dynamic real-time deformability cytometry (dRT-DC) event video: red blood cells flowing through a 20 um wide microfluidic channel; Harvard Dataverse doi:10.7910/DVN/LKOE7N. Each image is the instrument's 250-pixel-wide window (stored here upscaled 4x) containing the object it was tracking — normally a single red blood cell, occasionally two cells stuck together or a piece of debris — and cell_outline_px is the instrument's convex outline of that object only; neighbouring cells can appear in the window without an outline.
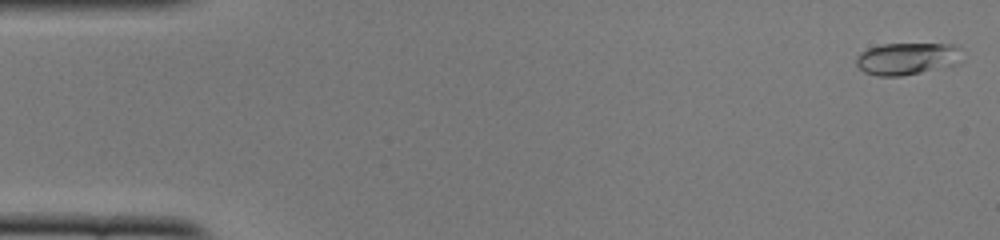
{"species": "common noctule bat (a hibernating species)", "species_latin": "Nyctalus noctula", "temperature_condition": "cold", "stored_images_in_passage": 52, "camera_frame_rate_fps": 3000, "um_per_image_px": 0.085, "animal": {"sex": "female", "body_mass_g": 22.0, "forearm_length_mm": 56.7}, "frame": {"image": 1, "passage_image": 2, "time_ms": 0.333, "image_size_px": [1000, 240], "cell_outline_px": [[960, 64], [900, 76], [876, 76], [864, 72], [856, 64], [856, 56], [860, 52], [868, 48], [880, 44], [956, 44], [960, 48]], "centroid_in_image_um": [77.09, 4.98], "position_along_channel_um": 7.9, "area_um2": 19.94}}
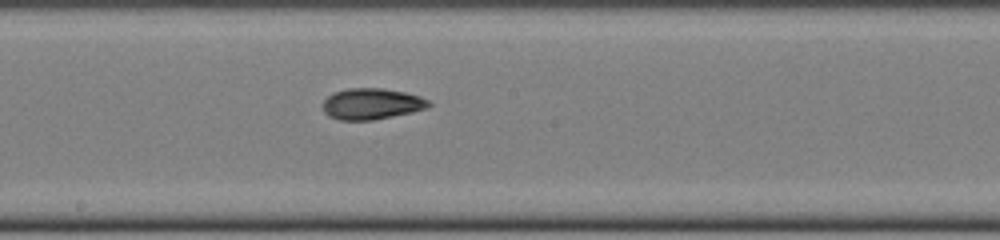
{"frame": {"image": 2, "passage_image": 28, "time_ms": 9.0, "image_size_px": [1000, 240], "cell_outline_px": [[432, 104], [428, 108], [412, 112], [372, 120], [340, 120], [328, 116], [324, 112], [324, 100], [332, 92], [348, 88], [384, 88], [404, 92], [420, 96], [428, 100]], "centroid_in_image_um": [31.59, 8.82], "position_along_channel_um": 216.6, "area_um2": 19.25}}
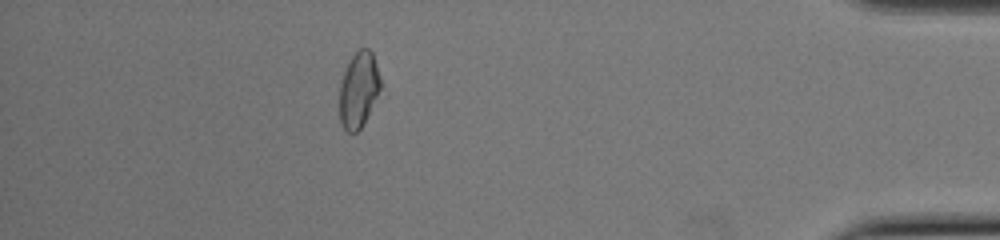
{"frame": {"image": 3, "passage_image": 46, "time_ms": 15.0, "image_size_px": [1000, 240], "cell_outline_px": [[380, 88], [360, 128], [356, 132], [348, 132], [340, 124], [340, 84], [348, 60], [360, 48], [368, 48], [372, 52], [376, 64], [380, 80]], "centroid_in_image_um": [30.45, 7.59], "position_along_channel_um": 404.7, "area_um2": 17.57}, "authors_computed_cell_mechanics": {"area_um2": 18.5249, "velocity_mm_per_s": 3.9241, "shape_relaxation_time_tau1_ms": 4.1424, "shape_relaxation_time_tau2_ms": 2.3105, "deformation_change_tau1": 0.1745, "deformation_change_tau2": 0.0818}}